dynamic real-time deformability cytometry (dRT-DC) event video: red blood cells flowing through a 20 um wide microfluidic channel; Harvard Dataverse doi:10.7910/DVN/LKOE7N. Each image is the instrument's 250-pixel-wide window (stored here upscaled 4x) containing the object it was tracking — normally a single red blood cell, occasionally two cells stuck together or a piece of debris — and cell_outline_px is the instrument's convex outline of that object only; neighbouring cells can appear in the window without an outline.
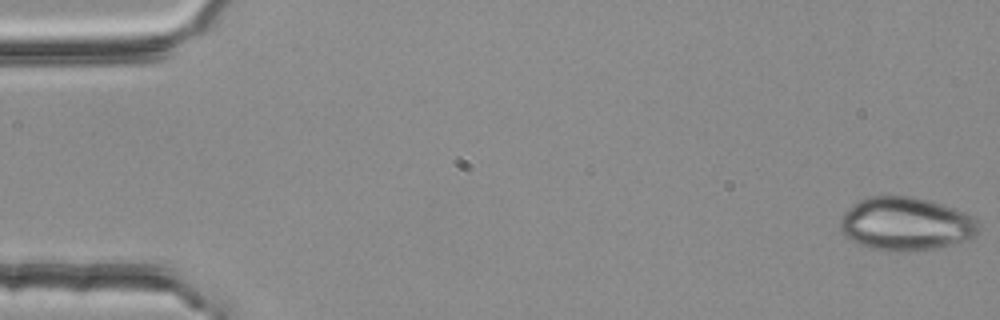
{"species": "common noctule bat (a hibernating species)", "species_latin": "Nyctalus noctula", "temperature_condition": "room temperature", "stored_images_in_passage": 4, "camera_frame_rate_fps": 3000, "um_per_image_px": 0.085, "animal": {"sex": "female", "body_mass_g": 25.1}, "frame": {"image": 1, "passage_image": 1, "time_ms": 0.0, "image_size_px": [1000, 320], "cell_outline_px": [[976, 236], [968, 240], [936, 248], [916, 252], [892, 252], [872, 248], [860, 244], [844, 236], [840, 232], [840, 220], [844, 212], [852, 204], [868, 196], [912, 196], [944, 204], [964, 212], [972, 216], [976, 220]], "centroid_in_image_um": [76.97, 19.04], "position_along_channel_um": 8.0, "area_um2": 43.29}}